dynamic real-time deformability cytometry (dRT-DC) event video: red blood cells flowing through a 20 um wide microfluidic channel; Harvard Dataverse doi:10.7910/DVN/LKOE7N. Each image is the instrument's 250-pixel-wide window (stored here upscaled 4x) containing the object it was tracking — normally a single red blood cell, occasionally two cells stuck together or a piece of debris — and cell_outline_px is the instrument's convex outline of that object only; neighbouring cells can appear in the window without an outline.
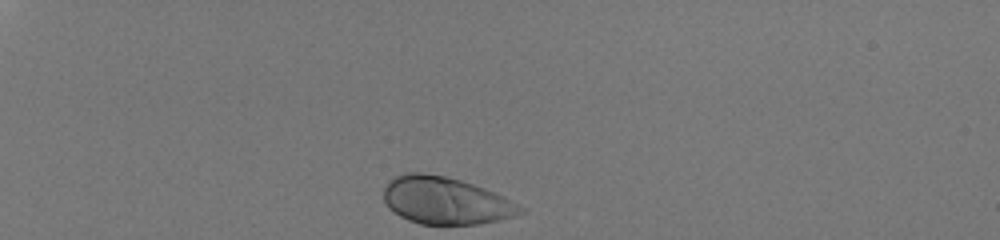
{"species": "human", "species_latin": "Homo sapiens", "temperature_condition": "room temperature", "stored_images_in_passage": 33, "camera_frame_rate_fps": 3000, "um_per_image_px": 0.085, "donor": {"sex": "male"}, "frame": {"image": 1, "passage_image": 1, "time_ms": 0.0, "image_size_px": [1000, 240], "cell_outline_px": [[528, 212], [500, 220], [480, 224], [420, 224], [408, 220], [400, 216], [388, 208], [384, 200], [384, 188], [396, 176], [404, 172], [424, 172], [444, 176], [460, 180], [484, 188], [504, 196], [524, 208]], "centroid_in_image_um": [37.9, 17.06], "position_along_channel_um": 47.1, "area_um2": 37.69}}
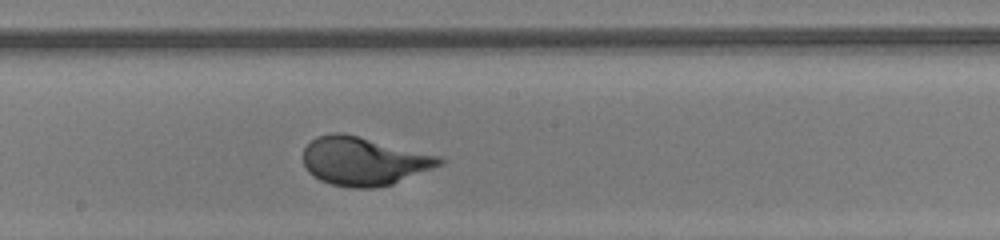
{"frame": {"image": 2, "passage_image": 19, "time_ms": 6.0, "image_size_px": [1000, 240], "cell_outline_px": [[444, 164], [392, 184], [372, 188], [348, 188], [332, 184], [320, 180], [308, 172], [304, 164], [304, 148], [316, 136], [332, 132], [340, 132], [444, 156]], "centroid_in_image_um": [30.95, 13.69], "position_along_channel_um": 217.2, "area_um2": 38.61}}
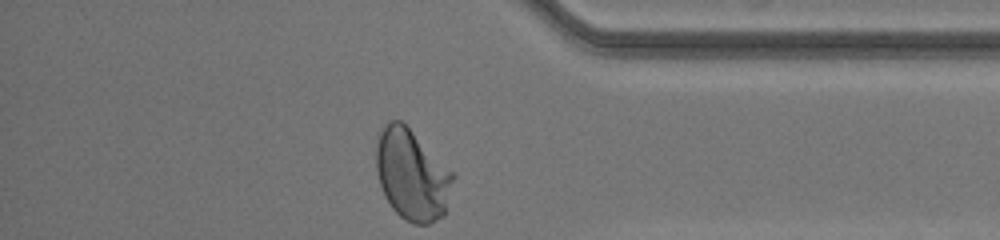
{"frame": {"image": 3, "passage_image": 33, "time_ms": 10.667, "image_size_px": [1000, 240], "cell_outline_px": [[456, 176], [444, 216], [428, 224], [412, 224], [404, 220], [392, 208], [384, 196], [380, 184], [376, 168], [376, 136], [380, 128], [388, 120], [400, 120], [456, 172]], "centroid_in_image_um": [35.03, 14.85], "position_along_channel_um": 400.2, "area_um2": 41.5}, "authors_computed_cell_mechanics": {"area_um2": 37.5122, "velocity_mm_per_s": 4.0505, "shape_relaxation_time_tau1_ms": 2.3611, "shape_relaxation_time_tau2_ms": null, "deformation_change_tau1": 0.1748, "deformation_change_tau2": null}}